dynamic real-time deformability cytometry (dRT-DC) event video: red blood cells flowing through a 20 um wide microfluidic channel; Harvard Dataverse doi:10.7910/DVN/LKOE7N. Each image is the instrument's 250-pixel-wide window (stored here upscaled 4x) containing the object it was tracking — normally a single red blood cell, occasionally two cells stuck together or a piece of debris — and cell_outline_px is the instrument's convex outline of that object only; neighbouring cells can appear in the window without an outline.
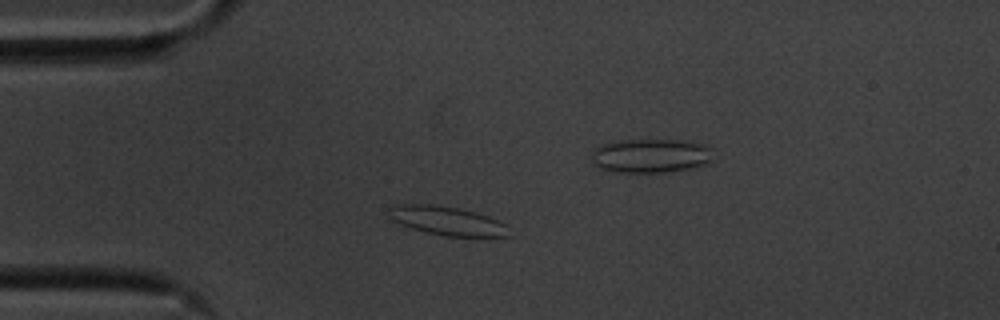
{"species": "common noctule bat (a hibernating species)", "species_latin": "Nyctalus noctula", "temperature_condition": "cold", "stored_images_in_passage": 53, "camera_frame_rate_fps": 3000, "um_per_image_px": 0.085, "animal": {"sex": "male", "body_mass_g": 20.1, "forearm_length_mm": 53.5}, "frame": {"image": 1, "passage_image": 10, "time_ms": 3.0, "image_size_px": [1000, 320], "cell_outline_px": [[512, 236], [444, 236], [412, 228], [400, 224], [392, 220], [388, 216], [388, 208], [392, 204], [432, 204], [460, 208], [476, 212], [488, 216], [504, 224]], "centroid_in_image_um": [37.94, 18.75], "position_along_channel_um": 47.1, "area_um2": 20.17}}
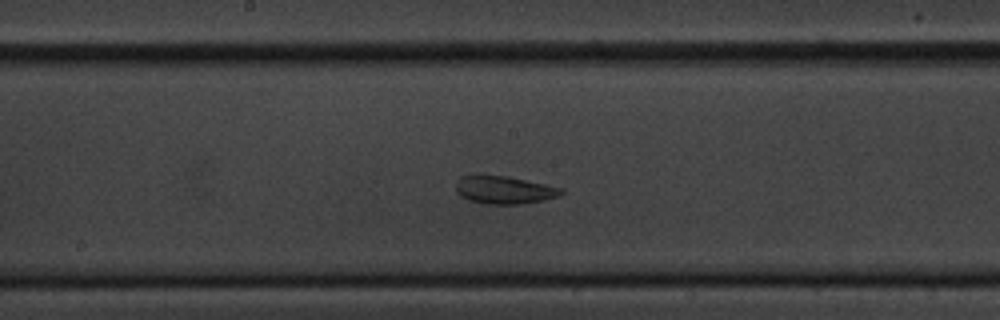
{"frame": {"image": 2, "passage_image": 25, "time_ms": 8.0, "image_size_px": [1000, 320], "cell_outline_px": [[564, 192], [560, 196], [544, 200], [520, 204], [484, 204], [468, 200], [460, 196], [456, 192], [456, 180], [460, 176], [508, 176], [564, 188]], "centroid_in_image_um": [42.87, 16.16], "position_along_channel_um": 205.3, "area_um2": 17.17}}
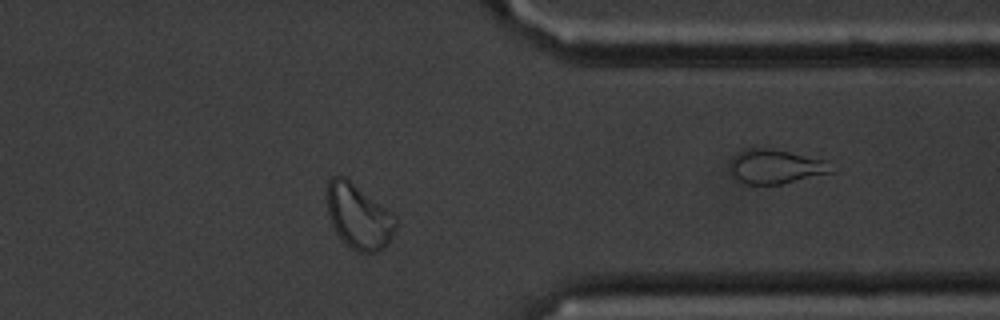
{"frame": {"image": 3, "passage_image": 41, "time_ms": 13.333, "image_size_px": [1000, 320], "cell_outline_px": [[396, 228], [392, 236], [384, 248], [376, 252], [360, 252], [352, 248], [336, 232], [332, 224], [328, 212], [328, 180], [332, 176], [344, 176], [392, 212], [396, 216]], "centroid_in_image_um": [30.51, 18.39], "position_along_channel_um": 380.9, "area_um2": 25.49}, "authors_computed_cell_mechanics": {"area_um2": 20.1722, "velocity_mm_per_s": 3.4716, "shape_relaxation_time_tau1_ms": null, "shape_relaxation_time_tau2_ms": 2.7484, "deformation_change_tau1": null, "deformation_change_tau2": 0.0807}}